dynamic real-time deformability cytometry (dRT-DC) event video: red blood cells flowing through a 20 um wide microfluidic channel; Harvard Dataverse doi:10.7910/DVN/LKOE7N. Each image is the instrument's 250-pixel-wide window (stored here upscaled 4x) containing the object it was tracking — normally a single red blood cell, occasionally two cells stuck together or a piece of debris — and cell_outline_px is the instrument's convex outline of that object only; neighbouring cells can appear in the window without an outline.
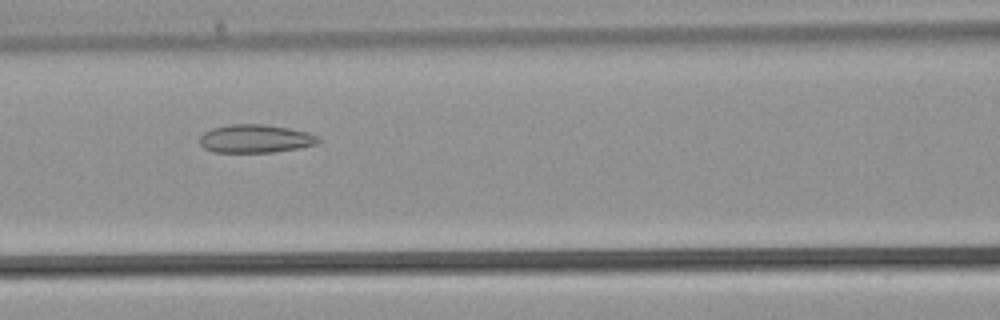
{"species": "common noctule bat (a hibernating species)", "species_latin": "Nyctalus noctula", "temperature_condition": "warm", "stored_images_in_passage": 29, "camera_frame_rate_fps": 3000, "um_per_image_px": 0.085, "animal": {"sex": "male", "body_mass_g": 21.5, "forearm_length_mm": 52.0}, "frame": {"image": 1, "passage_image": 7, "time_ms": 2.0, "image_size_px": [1000, 320], "cell_outline_px": [[320, 140], [316, 144], [296, 148], [272, 152], [212, 152], [204, 148], [200, 144], [200, 136], [204, 132], [212, 128], [228, 124], [264, 124], [288, 128], [308, 132], [320, 136]], "centroid_in_image_um": [21.69, 11.78], "position_along_channel_um": 144.9, "area_um2": 19.54}}
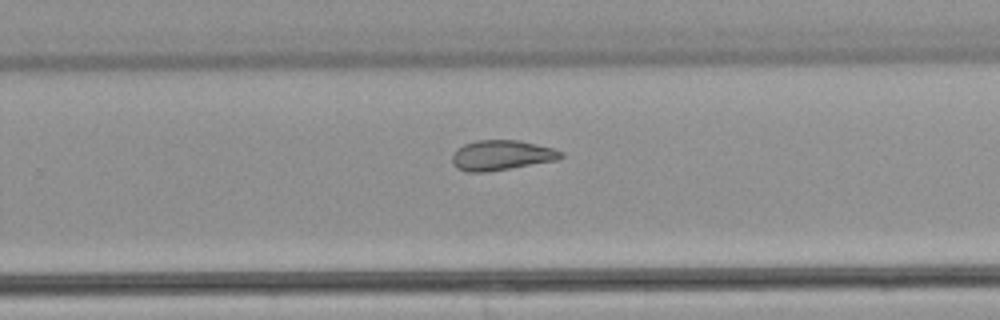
{"frame": {"image": 2, "passage_image": 15, "time_ms": 4.667, "image_size_px": [1000, 320], "cell_outline_px": [[564, 156], [556, 160], [488, 172], [468, 172], [456, 168], [452, 164], [452, 156], [456, 148], [464, 144], [476, 140], [520, 140], [552, 148], [564, 152]], "centroid_in_image_um": [42.6, 13.19], "position_along_channel_um": 287.2, "area_um2": 19.13}}
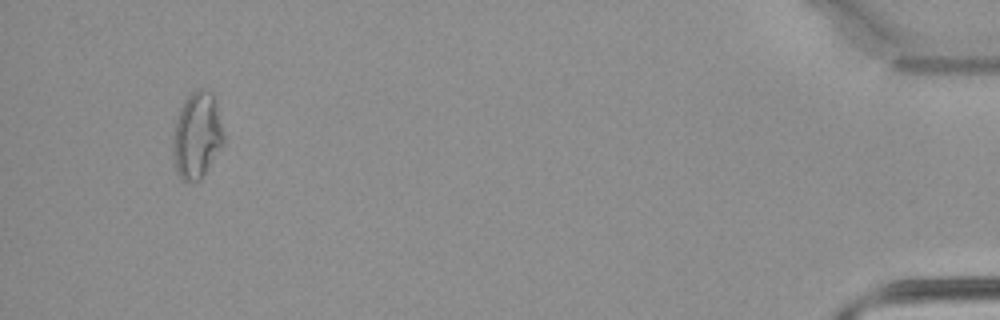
{"frame": {"image": 3, "passage_image": 27, "time_ms": 8.667, "image_size_px": [1000, 320], "cell_outline_px": [[224, 144], [200, 180], [184, 180], [176, 172], [172, 152], [172, 136], [176, 120], [180, 108], [184, 100], [196, 88], [208, 88], [212, 92], [224, 136]], "centroid_in_image_um": [16.72, 11.49], "position_along_channel_um": 418.5, "area_um2": 25.49}}